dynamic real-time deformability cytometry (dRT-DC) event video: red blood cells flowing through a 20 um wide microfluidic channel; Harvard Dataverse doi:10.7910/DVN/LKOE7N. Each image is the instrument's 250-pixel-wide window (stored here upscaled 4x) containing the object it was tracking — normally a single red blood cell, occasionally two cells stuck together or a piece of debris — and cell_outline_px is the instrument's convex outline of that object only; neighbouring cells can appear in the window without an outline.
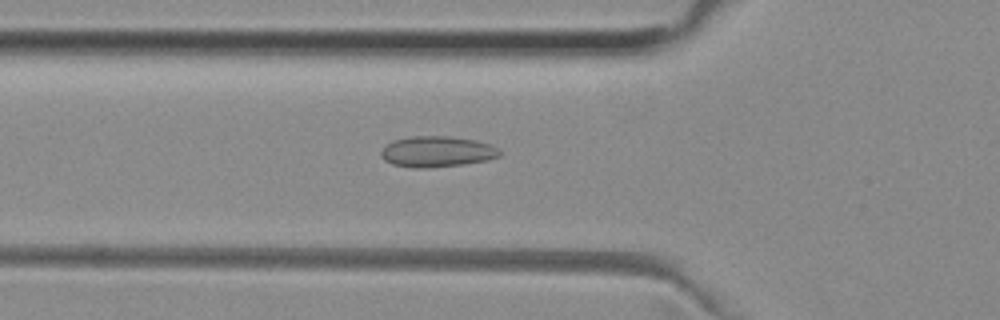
{"species": "common noctule bat (a hibernating species)", "species_latin": "Nyctalus noctula", "temperature_condition": "room temperature", "stored_images_in_passage": 51, "camera_frame_rate_fps": 3000, "um_per_image_px": 0.085, "animal": {"sex": "female", "body_mass_g": 29.2, "forearm_length_mm": 56.3}, "frame": {"image": 1, "passage_image": 18, "time_ms": 5.667, "image_size_px": [1000, 320], "cell_outline_px": [[500, 156], [488, 160], [464, 164], [428, 168], [412, 168], [392, 164], [384, 160], [380, 156], [380, 152], [392, 140], [412, 136], [448, 136], [476, 140], [492, 144], [500, 152]], "centroid_in_image_um": [37.14, 12.89], "position_along_channel_um": 88.7, "area_um2": 21.44}}
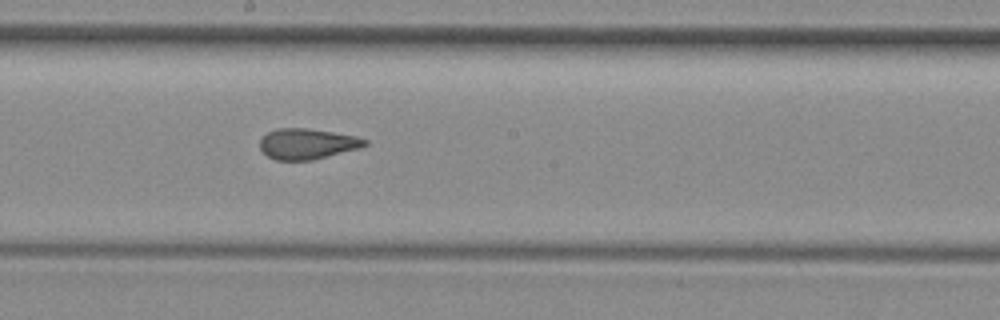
{"frame": {"image": 2, "passage_image": 28, "time_ms": 9.0, "image_size_px": [1000, 320], "cell_outline_px": [[368, 144], [360, 148], [312, 160], [276, 160], [268, 156], [260, 148], [260, 140], [268, 132], [276, 128], [304, 128], [332, 132], [356, 136], [368, 140]], "centroid_in_image_um": [26.12, 12.22], "position_along_channel_um": 222.1, "area_um2": 18.61}}
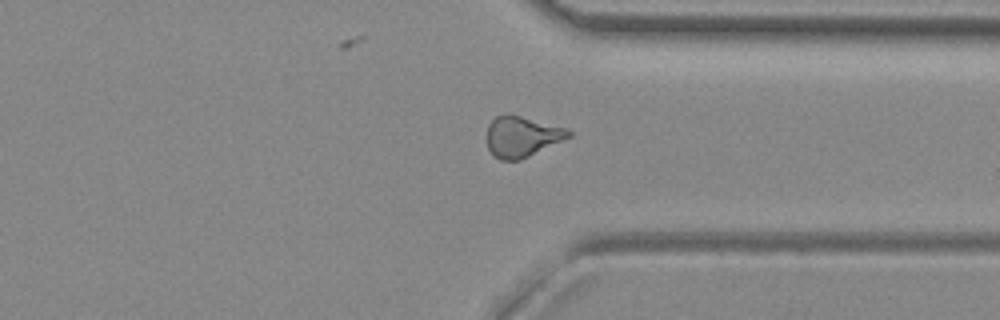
{"frame": {"image": 3, "passage_image": 39, "time_ms": 12.667, "image_size_px": [1000, 320], "cell_outline_px": [[572, 136], [520, 160], [500, 160], [488, 148], [488, 124], [496, 116], [504, 112], [512, 112], [568, 128], [572, 132]], "centroid_in_image_um": [44.39, 11.55], "position_along_channel_um": 367.0, "area_um2": 19.77}}